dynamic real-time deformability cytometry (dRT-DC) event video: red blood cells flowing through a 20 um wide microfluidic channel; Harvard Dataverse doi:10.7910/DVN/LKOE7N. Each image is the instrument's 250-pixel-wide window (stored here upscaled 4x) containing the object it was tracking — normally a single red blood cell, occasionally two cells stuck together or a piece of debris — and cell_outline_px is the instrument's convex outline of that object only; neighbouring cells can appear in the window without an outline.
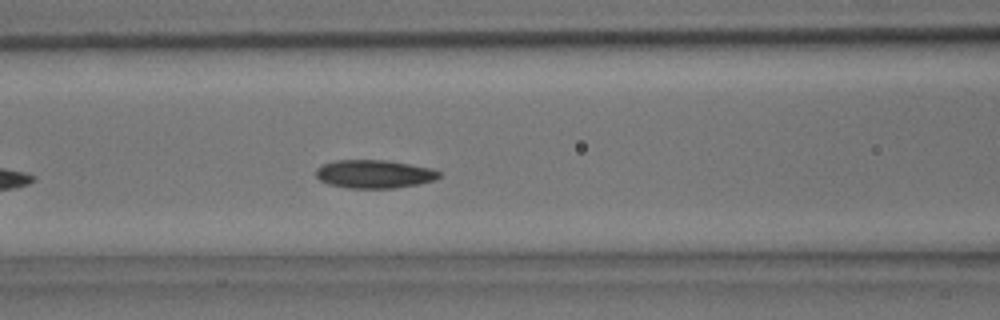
{"species": "common noctule bat (a hibernating species)", "species_latin": "Nyctalus noctula", "temperature_condition": "room temperature", "stored_images_in_passage": 11, "camera_frame_rate_fps": 3000, "um_per_image_px": 0.085, "animal": {"sex": "male", "body_mass_g": 15.6}, "frame": {"image": 1, "passage_image": 8, "time_ms": 2.333, "image_size_px": [1000, 320], "cell_outline_px": [[440, 176], [436, 180], [416, 184], [392, 188], [348, 188], [328, 184], [320, 180], [316, 176], [316, 168], [324, 164], [336, 160], [388, 160], [432, 168], [440, 172]], "centroid_in_image_um": [31.81, 14.79], "position_along_channel_um": 134.8, "area_um2": 20.29}}